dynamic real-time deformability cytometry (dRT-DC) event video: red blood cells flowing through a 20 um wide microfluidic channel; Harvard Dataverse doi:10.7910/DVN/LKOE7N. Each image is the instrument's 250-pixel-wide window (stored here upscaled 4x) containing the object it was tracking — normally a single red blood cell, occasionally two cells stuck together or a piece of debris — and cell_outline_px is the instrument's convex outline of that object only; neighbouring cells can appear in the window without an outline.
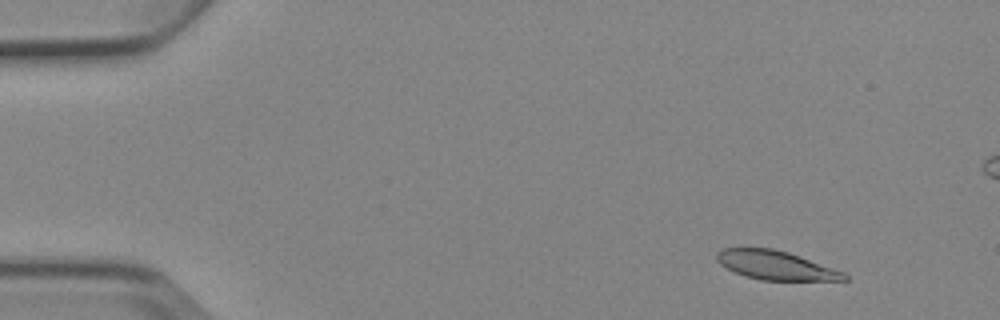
{"species": "Egyptian fruit bat (a non-hibernating species)", "species_latin": "Rousettus aegyptiacus", "temperature_condition": "cold", "stored_images_in_passage": 5, "camera_frame_rate_fps": 3000, "um_per_image_px": 0.085, "animal": {"sex": "female"}, "frame": {"image": 1, "passage_image": 1, "time_ms": 0.0, "image_size_px": [1000, 320], "cell_outline_px": [[848, 280], [760, 280], [744, 276], [720, 264], [716, 260], [716, 252], [720, 248], [772, 248], [788, 252], [800, 256], [844, 272], [848, 276]], "centroid_in_image_um": [65.91, 22.54], "position_along_channel_um": 19.1, "area_um2": 21.39}}